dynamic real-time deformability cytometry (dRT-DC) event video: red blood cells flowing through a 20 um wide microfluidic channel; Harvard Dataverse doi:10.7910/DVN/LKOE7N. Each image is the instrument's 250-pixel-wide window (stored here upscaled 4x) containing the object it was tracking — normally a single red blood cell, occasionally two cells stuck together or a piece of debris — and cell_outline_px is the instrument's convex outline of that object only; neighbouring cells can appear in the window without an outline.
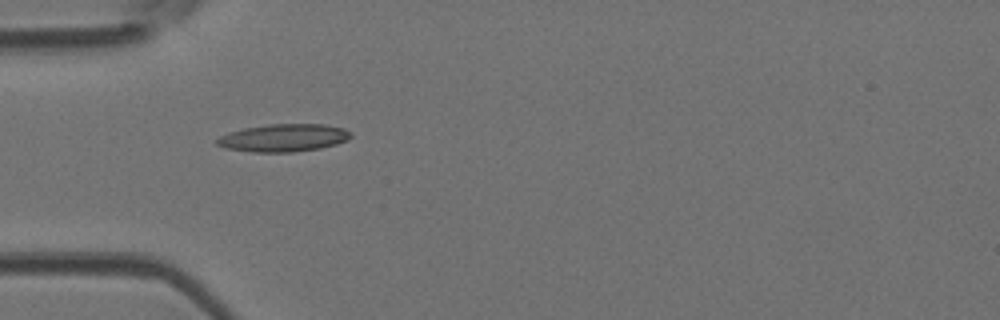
{"species": "Egyptian fruit bat (a non-hibernating species)", "species_latin": "Rousettus aegyptiacus", "temperature_condition": "room temperature", "stored_images_in_passage": 4, "camera_frame_rate_fps": 3000, "um_per_image_px": 0.085, "animal": {"sex": "female"}, "frame": {"image": 1, "passage_image": 2, "time_ms": 0.333, "image_size_px": [1000, 320], "cell_outline_px": [[352, 136], [348, 140], [336, 144], [320, 148], [292, 152], [252, 152], [224, 148], [216, 144], [216, 140], [220, 136], [244, 128], [268, 124], [324, 124], [344, 128], [352, 132]], "centroid_in_image_um": [24.13, 11.71], "position_along_channel_um": 60.9, "area_um2": 21.62}}
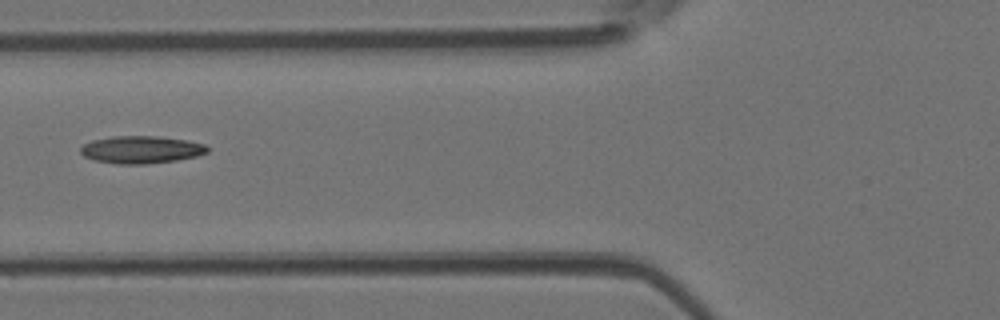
{"frame": {"image": 2, "passage_image": 3, "time_ms": 0.667, "image_size_px": [1000, 320], "cell_outline_px": [[208, 152], [196, 156], [176, 160], [148, 164], [116, 164], [92, 160], [84, 156], [80, 152], [80, 148], [84, 144], [92, 140], [112, 136], [160, 136], [188, 140], [204, 144], [208, 148]], "centroid_in_image_um": [11.98, 12.72], "position_along_channel_um": 113.8, "area_um2": 20.46}}
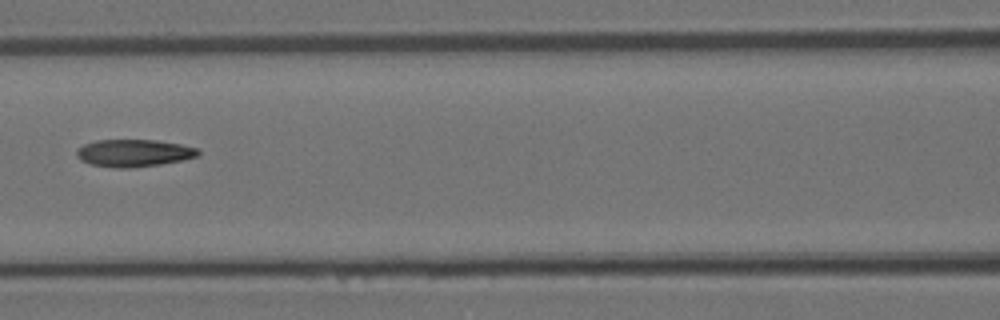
{"frame": {"image": 3, "passage_image": 4, "time_ms": 1.0, "image_size_px": [1000, 320], "cell_outline_px": [[200, 152], [196, 156], [184, 160], [160, 164], [128, 168], [116, 168], [92, 164], [80, 160], [76, 156], [76, 148], [84, 144], [96, 140], [156, 140], [180, 144], [196, 148]], "centroid_in_image_um": [11.34, 13.0], "position_along_channel_um": 155.3, "area_um2": 19.31}}